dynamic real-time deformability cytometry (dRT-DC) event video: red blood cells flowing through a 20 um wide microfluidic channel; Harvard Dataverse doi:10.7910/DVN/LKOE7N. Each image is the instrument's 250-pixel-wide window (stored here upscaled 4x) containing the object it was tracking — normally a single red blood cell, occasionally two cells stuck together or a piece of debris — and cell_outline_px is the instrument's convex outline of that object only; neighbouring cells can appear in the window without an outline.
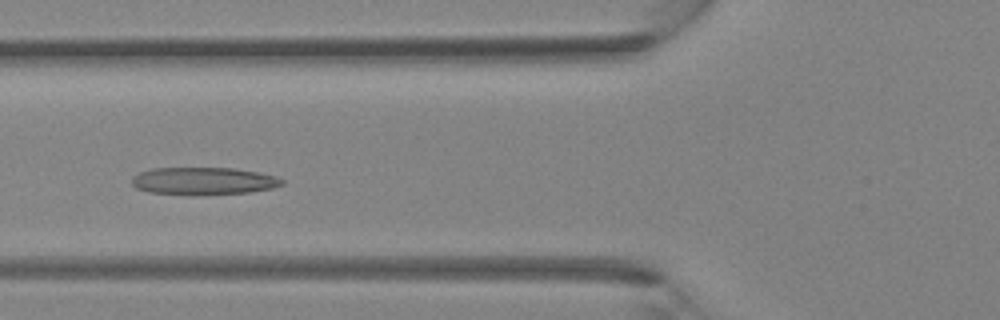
{"species": "Egyptian fruit bat (a non-hibernating species)", "species_latin": "Rousettus aegyptiacus", "temperature_condition": "room temperature", "stored_images_in_passage": 22, "camera_frame_rate_fps": 3000, "um_per_image_px": 0.085, "animal": {"sex": "female"}, "frame": {"image": 1, "passage_image": 13, "time_ms": 4.0, "image_size_px": [1000, 320], "cell_outline_px": [[284, 184], [272, 188], [248, 192], [196, 196], [148, 192], [136, 188], [132, 184], [132, 176], [140, 172], [152, 168], [232, 168], [256, 172], [276, 176], [284, 180]], "centroid_in_image_um": [17.27, 15.4], "position_along_channel_um": 108.5, "area_um2": 24.28}}